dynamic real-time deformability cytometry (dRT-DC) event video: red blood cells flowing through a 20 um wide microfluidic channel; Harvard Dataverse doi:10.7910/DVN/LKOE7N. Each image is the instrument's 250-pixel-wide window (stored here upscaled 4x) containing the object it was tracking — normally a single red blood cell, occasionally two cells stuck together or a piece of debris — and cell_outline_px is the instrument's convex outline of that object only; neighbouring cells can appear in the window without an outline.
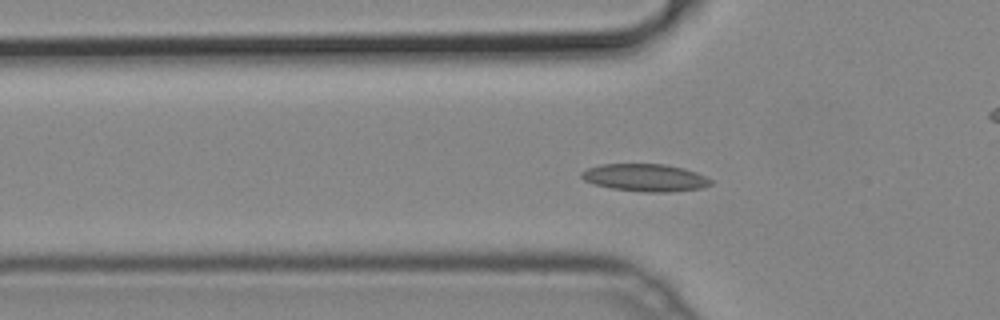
{"species": "common noctule bat (a hibernating species)", "species_latin": "Nyctalus noctula", "temperature_condition": "cold", "stored_images_in_passage": 39, "camera_frame_rate_fps": 3000, "um_per_image_px": 0.085, "animal": {"sex": "male", "body_mass_g": 19.2, "forearm_length_mm": 51.8}, "frame": {"image": 1, "passage_image": 4, "time_ms": 1.0, "image_size_px": [1000, 320], "cell_outline_px": [[712, 184], [700, 188], [672, 192], [644, 192], [612, 188], [592, 184], [584, 180], [580, 176], [580, 172], [588, 168], [600, 164], [664, 164], [684, 168], [696, 172], [712, 180]], "centroid_in_image_um": [54.82, 15.1], "position_along_channel_um": 71.0, "area_um2": 20.75}}
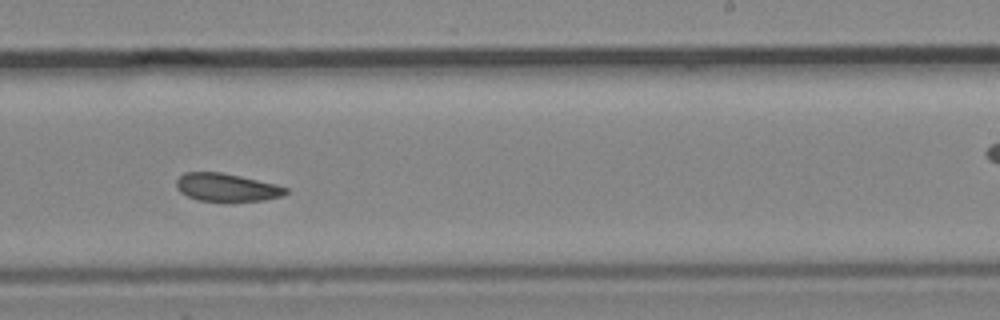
{"frame": {"image": 2, "passage_image": 19, "time_ms": 6.0, "image_size_px": [1000, 320], "cell_outline_px": [[288, 192], [284, 196], [264, 200], [224, 204], [200, 200], [188, 196], [180, 192], [176, 188], [176, 180], [184, 172], [220, 172], [240, 176], [276, 184], [288, 188]], "centroid_in_image_um": [19.28, 15.97], "position_along_channel_um": 269.7, "area_um2": 18.5}}
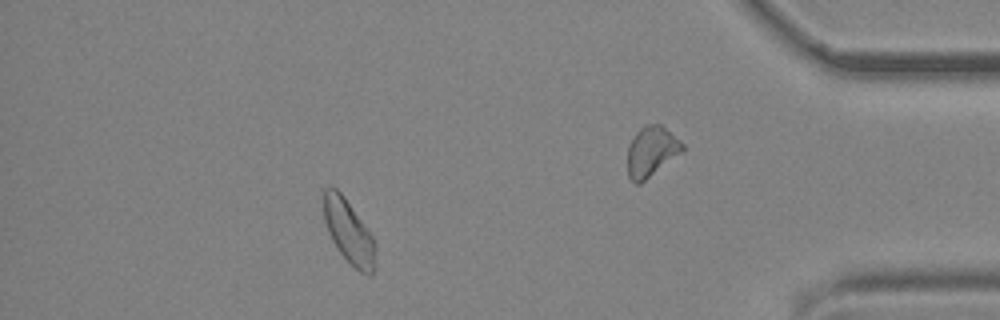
{"frame": {"image": 3, "passage_image": 33, "time_ms": 10.667, "image_size_px": [1000, 320], "cell_outline_px": [[376, 244], [372, 276], [368, 276], [360, 272], [340, 252], [332, 240], [328, 232], [324, 220], [324, 188], [336, 188], [344, 196], [372, 236]], "centroid_in_image_um": [29.64, 19.7], "position_along_channel_um": 405.6, "area_um2": 18.73}}